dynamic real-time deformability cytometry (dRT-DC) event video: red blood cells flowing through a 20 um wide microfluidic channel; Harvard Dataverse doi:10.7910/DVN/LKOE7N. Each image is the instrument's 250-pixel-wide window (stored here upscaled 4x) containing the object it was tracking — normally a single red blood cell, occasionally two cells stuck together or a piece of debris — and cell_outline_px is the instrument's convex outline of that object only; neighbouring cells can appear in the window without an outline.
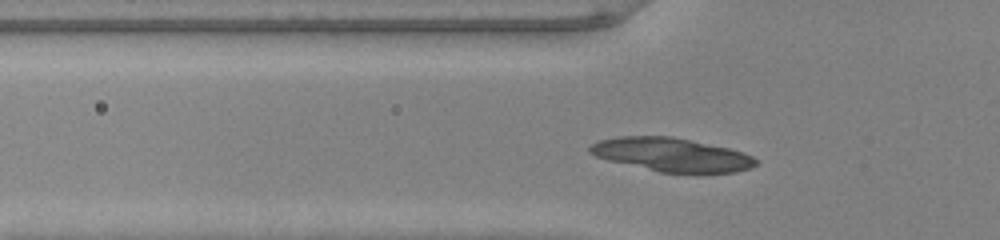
{"species": "common noctule bat (a hibernating species)", "species_latin": "Nyctalus noctula", "temperature_condition": "warm", "stored_images_in_passage": 44, "segment_of_instrument_passage": [1, 2], "camera_frame_rate_fps": 3000, "um_per_image_px": 0.085, "animal": {"sex": "male", "body_mass_g": 20.0, "forearm_length_mm": 53.3}, "frame": {"image": 1, "passage_image": 9, "time_ms": 2.667, "image_size_px": [1000, 240], "cell_outline_px": [[760, 160], [756, 164], [748, 168], [736, 172], [660, 172], [608, 160], [596, 156], [588, 152], [588, 148], [592, 144], [600, 140], [616, 136], [672, 136], [728, 148], [744, 152]], "centroid_in_image_um": [57.07, 13.13], "position_along_channel_um": 68.7, "area_um2": 32.19}}
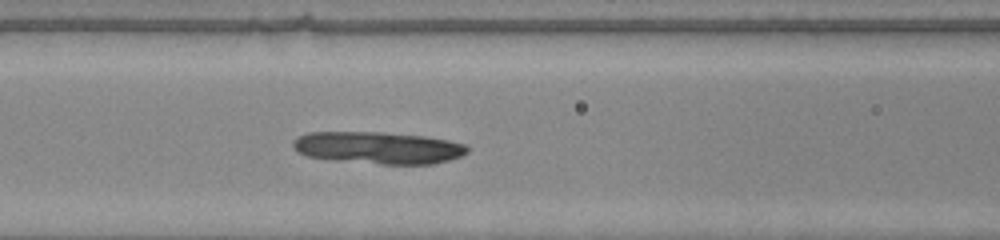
{"frame": {"image": 2, "passage_image": 14, "time_ms": 4.333, "image_size_px": [1000, 240], "cell_outline_px": [[468, 152], [460, 156], [448, 160], [432, 164], [380, 164], [336, 160], [308, 156], [296, 152], [292, 148], [292, 140], [296, 136], [308, 132], [384, 132], [424, 136], [448, 140], [468, 144]], "centroid_in_image_um": [32.12, 12.55], "position_along_channel_um": 134.5, "area_um2": 32.83}}
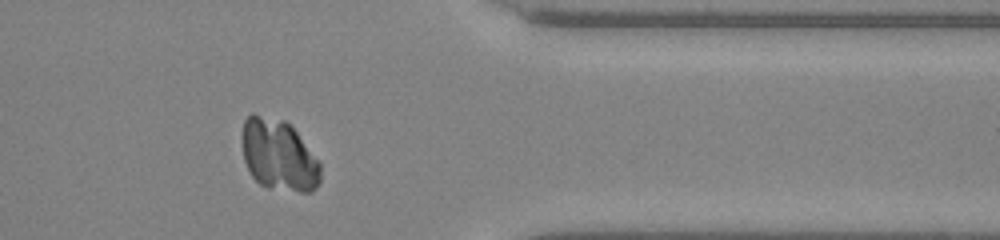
{"frame": {"image": 3, "passage_image": 34, "time_ms": 11.0, "image_size_px": [1000, 240], "cell_outline_px": [[320, 184], [312, 192], [300, 192], [268, 188], [260, 184], [252, 176], [244, 160], [240, 140], [244, 120], [252, 112], [284, 120], [296, 132], [320, 164]], "centroid_in_image_um": [23.65, 13.19], "position_along_channel_um": 387.8, "area_um2": 32.77}}